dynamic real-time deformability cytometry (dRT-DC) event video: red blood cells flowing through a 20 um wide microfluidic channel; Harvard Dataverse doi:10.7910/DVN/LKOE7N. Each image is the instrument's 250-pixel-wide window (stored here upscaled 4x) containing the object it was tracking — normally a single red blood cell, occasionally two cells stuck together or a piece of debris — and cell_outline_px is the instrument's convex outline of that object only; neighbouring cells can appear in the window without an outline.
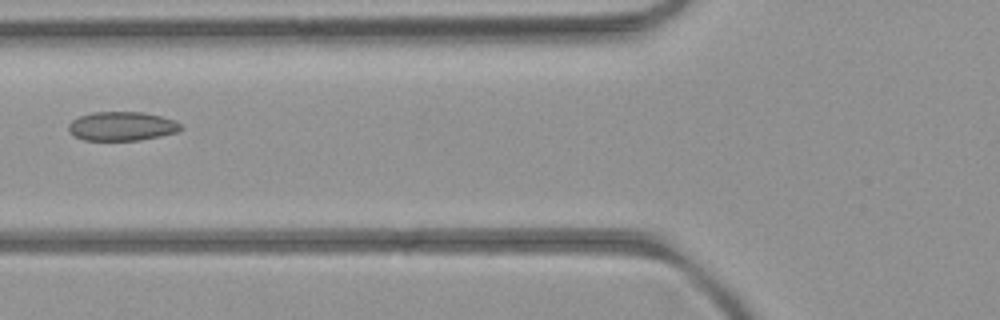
{"species": "common noctule bat (a hibernating species)", "species_latin": "Nyctalus noctula", "temperature_condition": "room temperature", "stored_images_in_passage": 7, "camera_frame_rate_fps": 3000, "um_per_image_px": 0.085, "animal": {"sex": "female", "body_mass_g": 21.9}, "frame": {"image": 1, "passage_image": 7, "time_ms": 6.667, "image_size_px": [1000, 320], "cell_outline_px": [[184, 128], [180, 132], [140, 140], [84, 140], [76, 136], [68, 128], [68, 124], [72, 120], [80, 116], [92, 112], [144, 112], [176, 120]], "centroid_in_image_um": [10.42, 10.72], "position_along_channel_um": 115.4, "area_um2": 19.02}}